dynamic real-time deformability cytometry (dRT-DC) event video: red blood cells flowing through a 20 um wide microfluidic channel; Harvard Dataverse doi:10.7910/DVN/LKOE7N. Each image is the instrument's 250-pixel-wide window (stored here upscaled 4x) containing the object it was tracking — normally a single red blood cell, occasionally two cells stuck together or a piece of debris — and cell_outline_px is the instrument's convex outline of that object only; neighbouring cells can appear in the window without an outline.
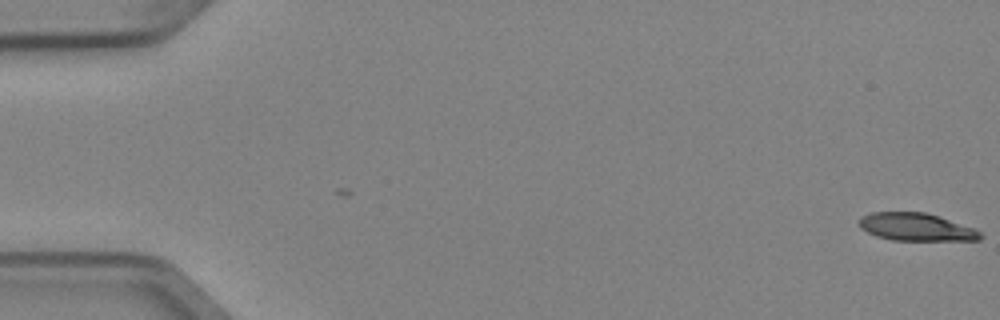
{"species": "Egyptian fruit bat (a non-hibernating species)", "species_latin": "Rousettus aegyptiacus", "temperature_condition": "cold", "stored_images_in_passage": 6, "camera_frame_rate_fps": 3000, "um_per_image_px": 0.085, "animal": {"sex": "female"}, "frame": {"image": 1, "passage_image": 1, "time_ms": 0.0, "image_size_px": [1000, 320], "cell_outline_px": [[984, 236], [980, 240], [892, 240], [876, 236], [860, 228], [860, 216], [872, 212], [924, 212], [940, 216], [976, 228]], "centroid_in_image_um": [77.91, 19.29], "position_along_channel_um": 7.1, "area_um2": 19.71}}
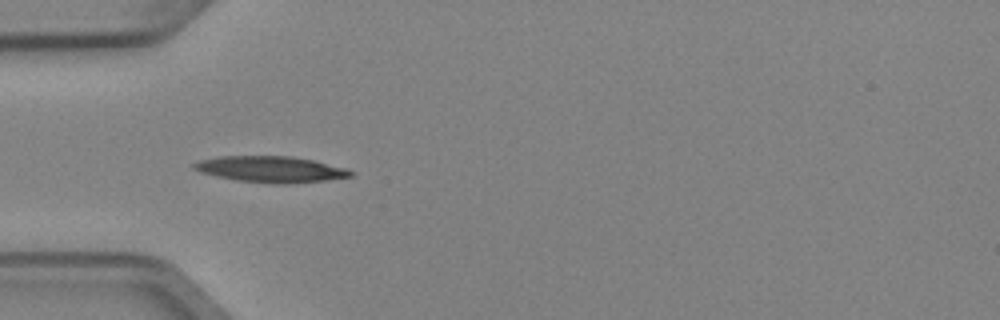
{"frame": {"image": 2, "passage_image": 5, "time_ms": 1.333, "image_size_px": [1000, 320], "cell_outline_px": [[352, 176], [324, 180], [284, 184], [276, 184], [236, 180], [216, 176], [200, 172], [192, 168], [192, 164], [200, 160], [220, 156], [292, 156], [312, 160], [348, 168], [352, 172]], "centroid_in_image_um": [22.99, 14.38], "position_along_channel_um": 62.0, "area_um2": 23.76}}
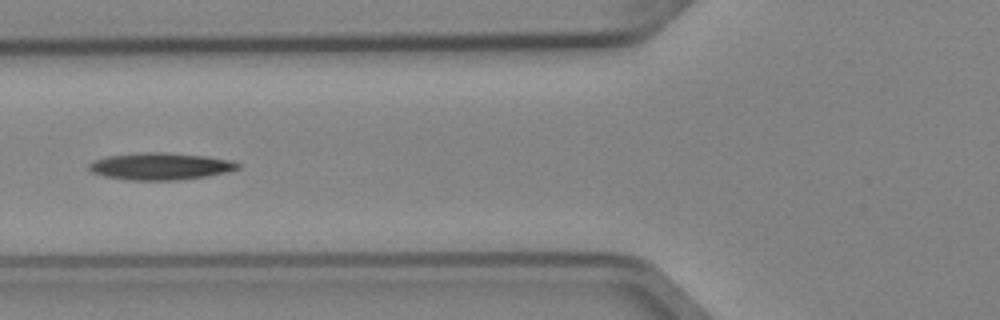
{"frame": {"image": 3, "passage_image": 6, "time_ms": 1.667, "image_size_px": [1000, 320], "cell_outline_px": [[240, 168], [228, 172], [208, 176], [176, 180], [128, 180], [104, 176], [92, 172], [88, 168], [88, 164], [92, 160], [108, 156], [144, 152], [164, 152], [208, 156], [228, 160], [240, 164]], "centroid_in_image_um": [13.62, 14.13], "position_along_channel_um": 112.2, "area_um2": 23.52}}